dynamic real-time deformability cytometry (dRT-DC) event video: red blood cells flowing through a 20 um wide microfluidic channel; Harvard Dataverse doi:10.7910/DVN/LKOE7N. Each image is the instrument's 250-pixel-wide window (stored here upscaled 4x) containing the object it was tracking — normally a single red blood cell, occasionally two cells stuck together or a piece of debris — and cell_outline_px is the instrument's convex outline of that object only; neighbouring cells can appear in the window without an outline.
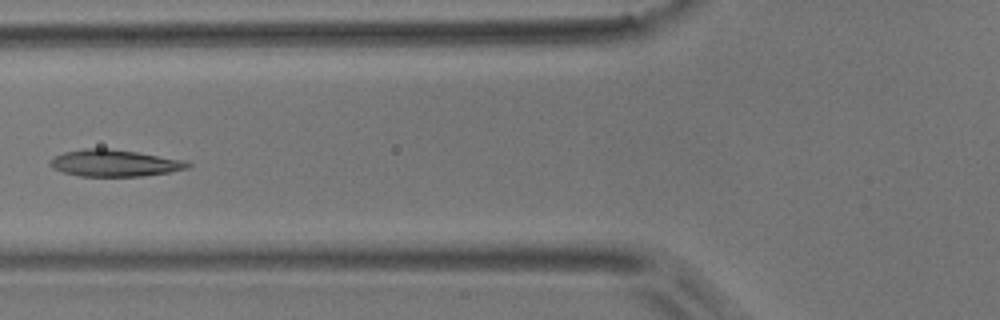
{"species": "common noctule bat (a hibernating species)", "species_latin": "Nyctalus noctula", "temperature_condition": "room temperature", "stored_images_in_passage": 4, "camera_frame_rate_fps": 3000, "um_per_image_px": 0.085, "animal": {"sex": "male", "body_mass_g": 17.9}, "frame": {"image": 1, "passage_image": 4, "time_ms": 4.333, "image_size_px": [1000, 320], "cell_outline_px": [[192, 164], [188, 168], [168, 172], [144, 176], [80, 176], [64, 172], [52, 168], [48, 164], [48, 160], [64, 152], [84, 148], [108, 148], [136, 152], [184, 160]], "centroid_in_image_um": [9.7, 13.86], "position_along_channel_um": 116.1, "area_um2": 21.39}}